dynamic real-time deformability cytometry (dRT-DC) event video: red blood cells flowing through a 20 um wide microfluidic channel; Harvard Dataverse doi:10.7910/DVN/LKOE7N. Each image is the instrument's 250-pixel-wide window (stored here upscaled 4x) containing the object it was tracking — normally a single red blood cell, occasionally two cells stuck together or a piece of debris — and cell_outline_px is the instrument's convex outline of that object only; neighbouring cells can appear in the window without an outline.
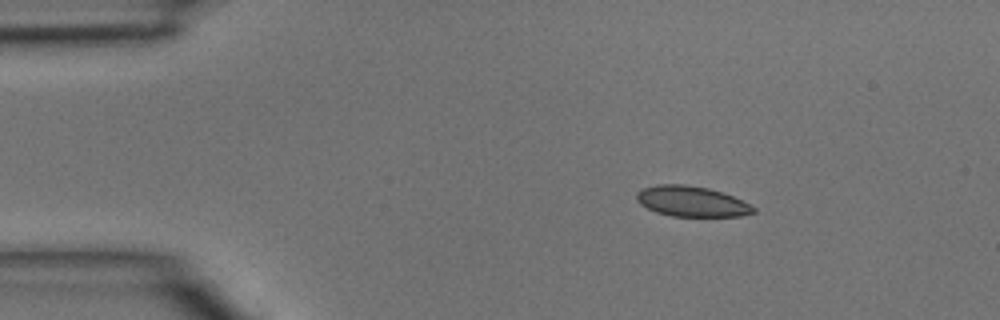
{"species": "common noctule bat (a hibernating species)", "species_latin": "Nyctalus noctula", "temperature_condition": "room temperature", "stored_images_in_passage": 3, "camera_frame_rate_fps": 3000, "um_per_image_px": 0.085, "animal": {"sex": "male", "body_mass_g": 15.6}, "frame": {"image": 1, "passage_image": 1, "time_ms": 0.0, "image_size_px": [1000, 320], "cell_outline_px": [[756, 212], [740, 216], [672, 216], [656, 212], [640, 204], [636, 200], [636, 192], [644, 188], [656, 184], [684, 184], [708, 188], [732, 196], [752, 204], [756, 208]], "centroid_in_image_um": [58.79, 17.12], "position_along_channel_um": 26.2, "area_um2": 20.75}}
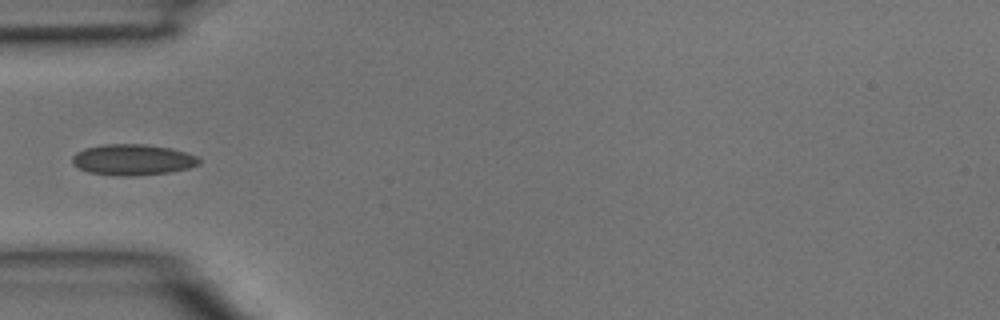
{"frame": {"image": 2, "passage_image": 3, "time_ms": 0.667, "image_size_px": [1000, 320], "cell_outline_px": [[200, 164], [188, 168], [172, 172], [132, 176], [116, 176], [88, 172], [72, 164], [72, 156], [76, 152], [84, 148], [104, 144], [144, 144], [168, 148], [184, 152], [196, 156], [200, 160]], "centroid_in_image_um": [11.25, 13.58], "position_along_channel_um": 73.8, "area_um2": 22.89}}